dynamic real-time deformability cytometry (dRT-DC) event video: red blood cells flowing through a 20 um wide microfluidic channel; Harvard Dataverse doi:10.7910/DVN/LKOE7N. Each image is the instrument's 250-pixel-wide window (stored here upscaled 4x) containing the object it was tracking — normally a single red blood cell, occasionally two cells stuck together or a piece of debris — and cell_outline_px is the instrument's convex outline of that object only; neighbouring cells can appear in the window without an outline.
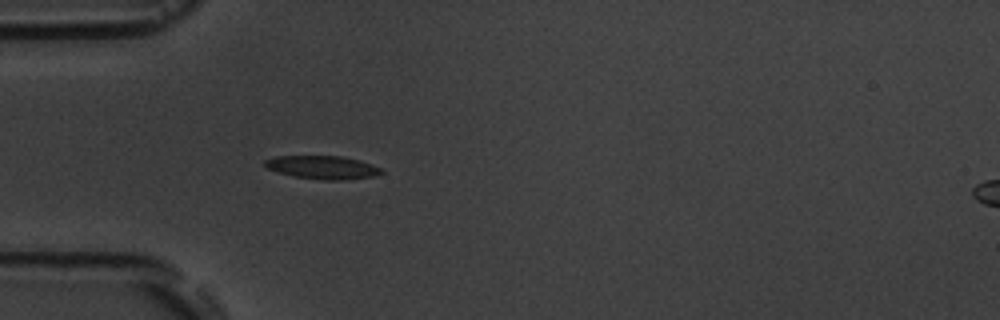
{"species": "common noctule bat (a hibernating species)", "species_latin": "Nyctalus noctula", "temperature_condition": "room temperature", "stored_images_in_passage": 6, "segment_of_instrument_passage": [1, 2], "camera_frame_rate_fps": 3000, "um_per_image_px": 0.085, "animal": {"sex": "male", "body_mass_g": 19.5, "forearm_length_mm": 54.6}, "frame": {"image": 1, "passage_image": 5, "time_ms": 4.667, "image_size_px": [1000, 320], "cell_outline_px": [[384, 172], [372, 176], [344, 180], [324, 180], [296, 176], [276, 172], [268, 168], [264, 164], [264, 160], [276, 156], [344, 156], [360, 160], [384, 168]], "centroid_in_image_um": [27.46, 14.22], "position_along_channel_um": 57.5, "area_um2": 15.84}}